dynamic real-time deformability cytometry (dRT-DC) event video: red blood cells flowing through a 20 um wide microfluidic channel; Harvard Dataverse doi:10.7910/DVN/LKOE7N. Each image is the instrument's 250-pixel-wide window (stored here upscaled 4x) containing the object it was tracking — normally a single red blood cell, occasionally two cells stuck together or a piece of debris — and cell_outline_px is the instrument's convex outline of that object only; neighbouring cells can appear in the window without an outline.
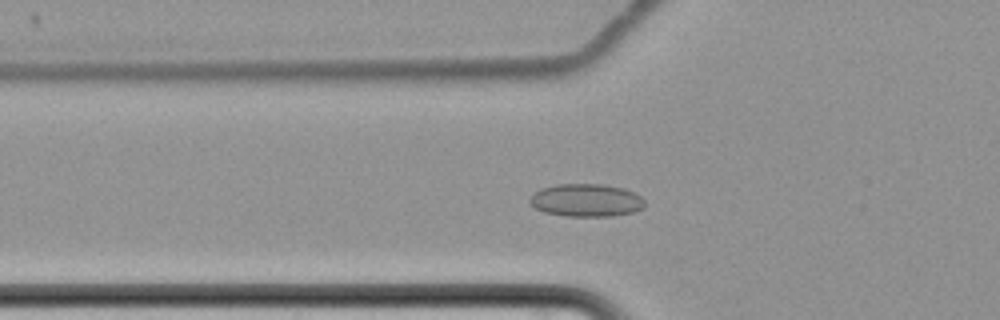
{"species": "common noctule bat (a hibernating species)", "species_latin": "Nyctalus noctula", "temperature_condition": "cold", "stored_images_in_passage": 59, "camera_frame_rate_fps": 3000, "um_per_image_px": 0.085, "animal": {"sex": "female", "body_mass_g": 22.7, "forearm_length_mm": 54.2}, "frame": {"image": 1, "passage_image": 24, "time_ms": 7.667, "image_size_px": [1000, 320], "cell_outline_px": [[644, 208], [632, 212], [612, 216], [564, 216], [544, 212], [536, 208], [528, 200], [540, 188], [556, 184], [604, 184], [624, 188], [640, 196], [644, 200]], "centroid_in_image_um": [49.83, 17.02], "position_along_channel_um": 76.0, "area_um2": 21.96}}
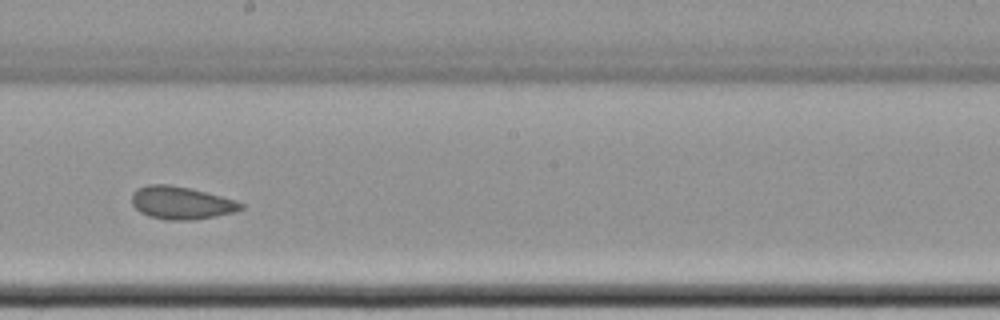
{"frame": {"image": 2, "passage_image": 38, "time_ms": 12.333, "image_size_px": [1000, 320], "cell_outline_px": [[244, 208], [232, 212], [216, 216], [192, 220], [168, 220], [148, 216], [140, 212], [132, 204], [132, 192], [136, 188], [148, 184], [168, 184], [188, 188], [236, 200], [244, 204]], "centroid_in_image_um": [15.37, 17.24], "position_along_channel_um": 232.8, "area_um2": 20.75}}
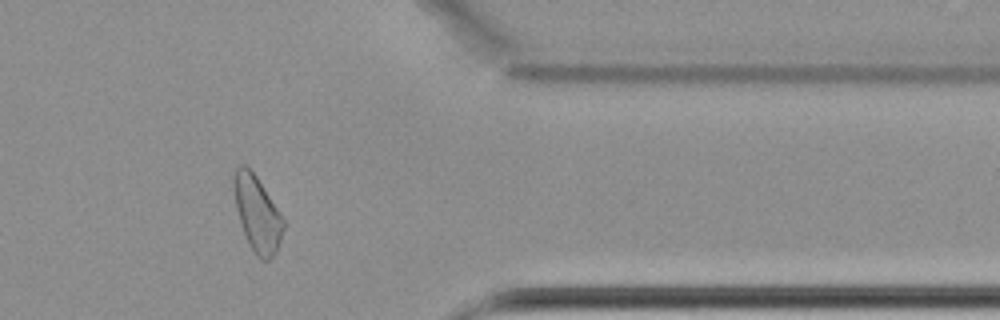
{"frame": {"image": 3, "passage_image": 53, "time_ms": 17.333, "image_size_px": [1000, 320], "cell_outline_px": [[284, 228], [276, 252], [268, 260], [260, 260], [256, 256], [248, 244], [236, 208], [232, 188], [232, 176], [236, 168], [240, 164], [244, 164], [256, 176], [284, 220]], "centroid_in_image_um": [21.83, 18.16], "position_along_channel_um": 389.6, "area_um2": 21.62}}